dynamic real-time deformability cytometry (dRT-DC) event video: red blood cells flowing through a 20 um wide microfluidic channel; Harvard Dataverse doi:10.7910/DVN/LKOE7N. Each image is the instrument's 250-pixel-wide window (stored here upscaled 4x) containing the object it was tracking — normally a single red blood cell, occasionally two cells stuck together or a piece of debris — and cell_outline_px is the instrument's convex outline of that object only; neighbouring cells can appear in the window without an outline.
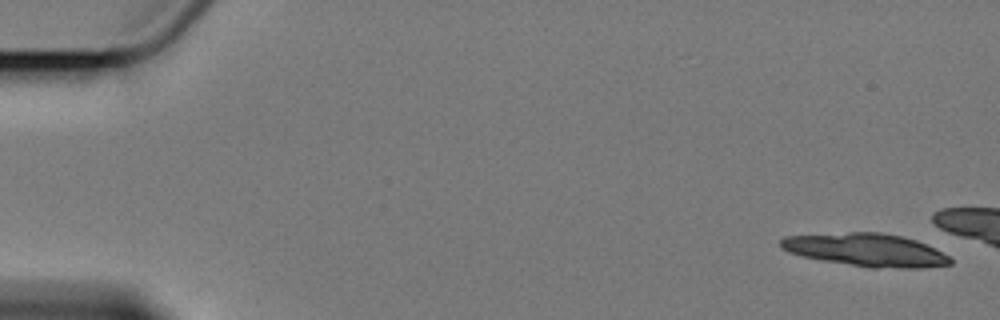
{"species": "Egyptian fruit bat (a non-hibernating species)", "species_latin": "Rousettus aegyptiacus", "temperature_condition": "cold", "stored_images_in_passage": 5, "camera_frame_rate_fps": 3000, "um_per_image_px": 0.085, "animal": {"sex": "female"}, "frame": {"image": 1, "passage_image": 1, "time_ms": 0.0, "image_size_px": [1000, 320], "cell_outline_px": [[952, 264], [920, 268], [868, 268], [824, 260], [804, 256], [788, 252], [780, 248], [780, 240], [784, 236], [852, 232], [880, 232], [900, 236], [916, 240], [948, 256], [952, 260]], "centroid_in_image_um": [73.59, 21.25], "position_along_channel_um": 11.4, "area_um2": 32.31}}